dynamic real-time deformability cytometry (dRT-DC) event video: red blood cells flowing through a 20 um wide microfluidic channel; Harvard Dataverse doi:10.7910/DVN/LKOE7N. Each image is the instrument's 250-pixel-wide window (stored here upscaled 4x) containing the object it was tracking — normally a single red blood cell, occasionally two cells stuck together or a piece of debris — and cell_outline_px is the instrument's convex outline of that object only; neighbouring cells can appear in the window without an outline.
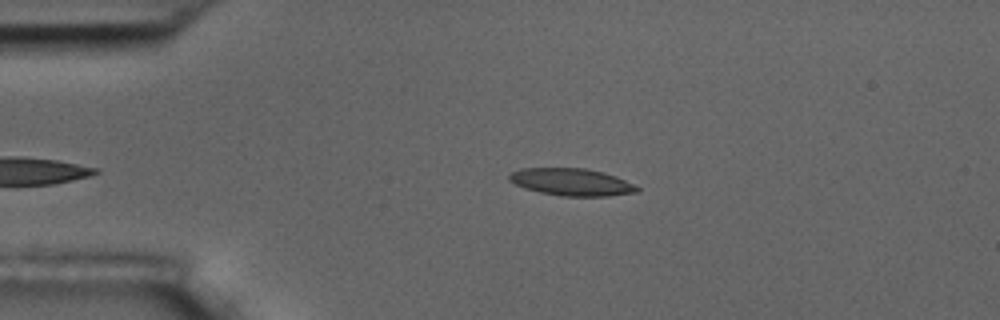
{"species": "common noctule bat (a hibernating species)", "species_latin": "Nyctalus noctula", "temperature_condition": "room temperature", "stored_images_in_passage": 6, "camera_frame_rate_fps": 3000, "um_per_image_px": 0.085, "animal": {"sex": "male", "body_mass_g": 17.5, "forearm_length_mm": 52.3}, "frame": {"image": 1, "passage_image": 6, "time_ms": 6.667, "image_size_px": [1000, 320], "cell_outline_px": [[640, 192], [608, 196], [560, 196], [540, 192], [524, 188], [508, 180], [508, 176], [512, 172], [520, 168], [584, 168], [604, 172], [616, 176], [640, 188]], "centroid_in_image_um": [48.58, 15.47], "position_along_channel_um": 36.4, "area_um2": 20.35}}